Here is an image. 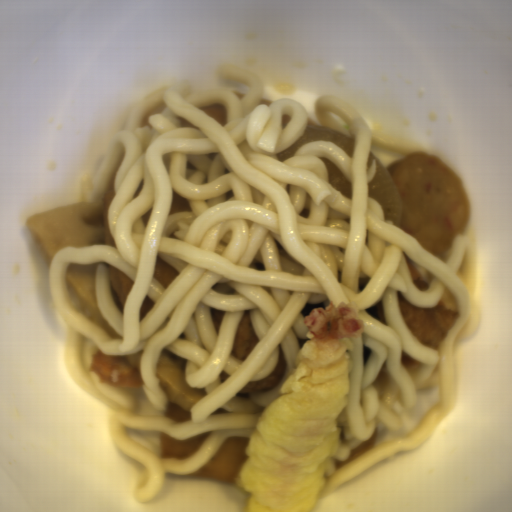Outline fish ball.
<instances>
[{"label":"fish ball","mask_w":512,"mask_h":512,"mask_svg":"<svg viewBox=\"0 0 512 512\" xmlns=\"http://www.w3.org/2000/svg\"><path fill=\"white\" fill-rule=\"evenodd\" d=\"M249 439H227L208 464L195 474L188 475L223 483L235 482L243 462L249 457L244 452Z\"/></svg>","instance_id":"29854b86"},{"label":"fish ball","mask_w":512,"mask_h":512,"mask_svg":"<svg viewBox=\"0 0 512 512\" xmlns=\"http://www.w3.org/2000/svg\"><path fill=\"white\" fill-rule=\"evenodd\" d=\"M212 432L184 441H178L171 439L161 430L159 442L160 459L167 457H177L181 459L190 457Z\"/></svg>","instance_id":"53f4d19a"},{"label":"fish ball","mask_w":512,"mask_h":512,"mask_svg":"<svg viewBox=\"0 0 512 512\" xmlns=\"http://www.w3.org/2000/svg\"><path fill=\"white\" fill-rule=\"evenodd\" d=\"M164 416L168 417L169 419L173 421H186L188 419H191V412L187 411L186 409L182 408L176 403H170L168 402L166 412Z\"/></svg>","instance_id":"745d8928"}]
</instances>
